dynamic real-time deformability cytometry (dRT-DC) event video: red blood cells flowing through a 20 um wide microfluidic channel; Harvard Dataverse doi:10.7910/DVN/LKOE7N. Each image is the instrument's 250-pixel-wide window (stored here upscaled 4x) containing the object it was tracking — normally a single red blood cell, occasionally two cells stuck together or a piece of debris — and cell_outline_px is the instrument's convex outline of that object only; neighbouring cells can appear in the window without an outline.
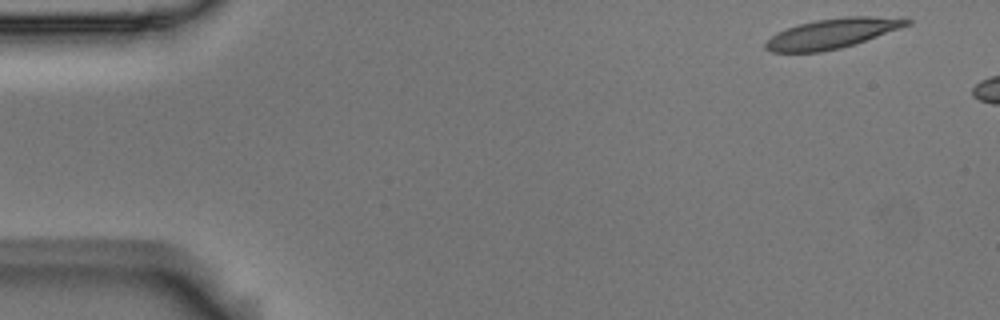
{"species": "Egyptian fruit bat (a non-hibernating species)", "species_latin": "Rousettus aegyptiacus", "temperature_condition": "room temperature", "stored_images_in_passage": 3, "camera_frame_rate_fps": 3000, "um_per_image_px": 0.085, "animal": {"sex": "male"}, "frame": {"image": 1, "passage_image": 1, "time_ms": 0.0, "image_size_px": [1000, 320], "cell_outline_px": [[912, 24], [856, 44], [840, 48], [820, 52], [772, 52], [764, 48], [764, 44], [776, 32], [800, 24], [816, 20], [844, 16], [868, 16], [912, 20]], "centroid_in_image_um": [70.73, 2.85], "position_along_channel_um": 14.3, "area_um2": 24.39}}